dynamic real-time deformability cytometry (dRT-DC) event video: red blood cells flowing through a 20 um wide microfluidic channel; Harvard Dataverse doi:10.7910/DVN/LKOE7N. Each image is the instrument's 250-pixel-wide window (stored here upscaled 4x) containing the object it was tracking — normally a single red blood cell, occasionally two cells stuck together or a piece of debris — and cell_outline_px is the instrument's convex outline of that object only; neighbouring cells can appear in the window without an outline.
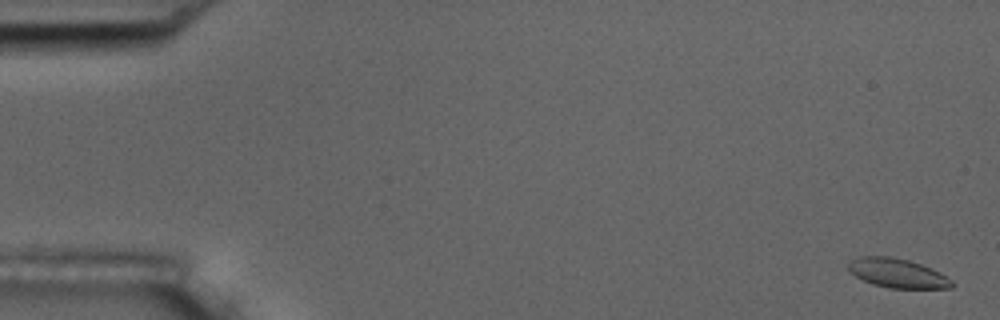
{"species": "common noctule bat (a hibernating species)", "species_latin": "Nyctalus noctula", "temperature_condition": "room temperature", "stored_images_in_passage": 6, "camera_frame_rate_fps": 3000, "um_per_image_px": 0.085, "animal": {"sex": "male", "body_mass_g": 17.5, "forearm_length_mm": 52.3}, "frame": {"image": 1, "passage_image": 1, "time_ms": 0.0, "image_size_px": [1000, 320], "cell_outline_px": [[956, 284], [952, 288], [888, 288], [872, 284], [856, 276], [848, 268], [848, 264], [852, 260], [860, 256], [892, 256], [908, 260], [932, 268], [940, 272], [952, 280]], "centroid_in_image_um": [76.32, 23.22], "position_along_channel_um": 8.7, "area_um2": 17.63}}
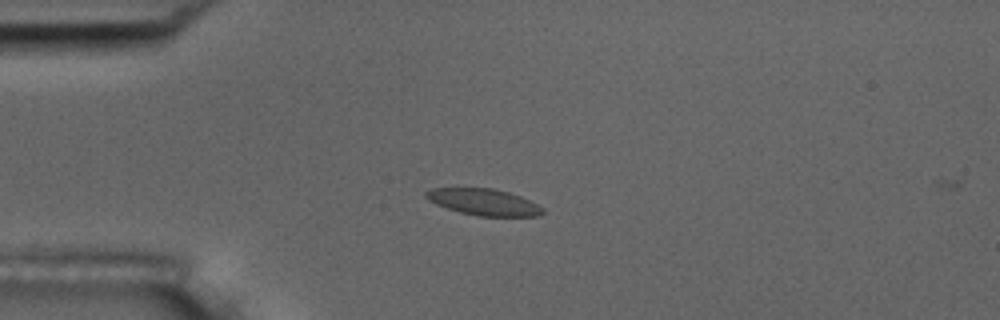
{"frame": {"image": 2, "passage_image": 5, "time_ms": 4.333, "image_size_px": [1000, 320], "cell_outline_px": [[544, 212], [540, 216], [480, 216], [460, 212], [436, 204], [428, 200], [424, 196], [424, 192], [432, 188], [492, 188], [508, 192], [520, 196], [544, 208]], "centroid_in_image_um": [41.1, 17.17], "position_along_channel_um": 43.9, "area_um2": 17.92}}